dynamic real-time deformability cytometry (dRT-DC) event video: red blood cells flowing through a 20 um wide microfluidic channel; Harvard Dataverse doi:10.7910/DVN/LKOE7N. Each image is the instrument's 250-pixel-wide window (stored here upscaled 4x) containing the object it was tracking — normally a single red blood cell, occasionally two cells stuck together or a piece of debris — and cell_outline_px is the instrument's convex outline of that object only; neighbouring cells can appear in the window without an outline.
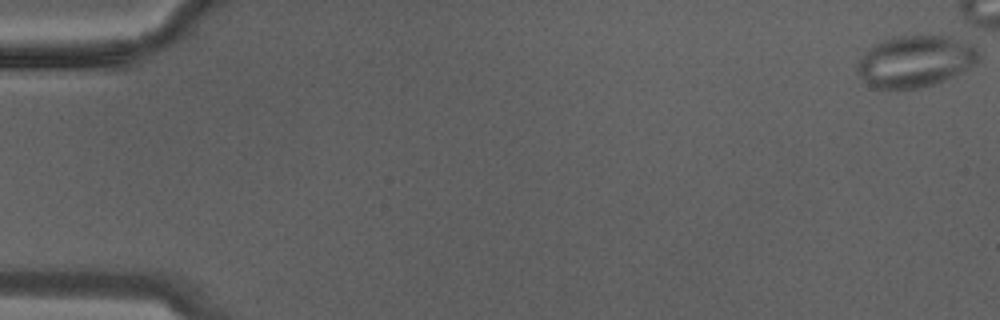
{"species": "Egyptian fruit bat (a non-hibernating species)", "species_latin": "Rousettus aegyptiacus", "temperature_condition": "warm", "stored_images_in_passage": 28, "camera_frame_rate_fps": 3000, "um_per_image_px": 0.085, "animal": {"sex": "male"}, "frame": {"image": 1, "passage_image": 1, "time_ms": 0.0, "image_size_px": [1000, 320], "cell_outline_px": [[980, 60], [976, 64], [944, 80], [920, 88], [896, 92], [876, 88], [864, 80], [860, 76], [856, 68], [856, 64], [864, 52], [868, 48], [892, 36], [948, 36], [976, 40], [980, 48]], "centroid_in_image_um": [77.87, 5.2], "position_along_channel_um": 7.1, "area_um2": 37.63}}